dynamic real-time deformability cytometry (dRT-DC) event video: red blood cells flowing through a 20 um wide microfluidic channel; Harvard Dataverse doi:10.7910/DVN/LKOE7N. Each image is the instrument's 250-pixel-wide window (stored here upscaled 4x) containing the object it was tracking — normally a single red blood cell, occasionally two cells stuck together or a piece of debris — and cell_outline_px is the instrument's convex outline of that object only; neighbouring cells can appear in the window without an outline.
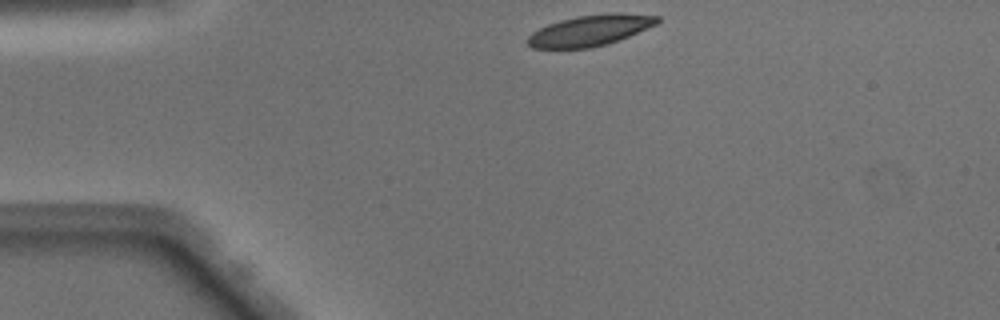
{"species": "Egyptian fruit bat (a non-hibernating species)", "species_latin": "Rousettus aegyptiacus", "temperature_condition": "warm", "stored_images_in_passage": 40, "camera_frame_rate_fps": 3000, "um_per_image_px": 0.085, "animal": {"sex": "male"}, "frame": {"image": 1, "passage_image": 1, "time_ms": 0.0, "image_size_px": [1000, 320], "cell_outline_px": [[660, 20], [656, 24], [620, 40], [608, 44], [588, 48], [532, 48], [524, 40], [532, 32], [548, 24], [560, 20], [576, 16], [608, 12], [620, 12], [660, 16]], "centroid_in_image_um": [50.16, 2.57], "position_along_channel_um": 34.8, "area_um2": 23.58}}
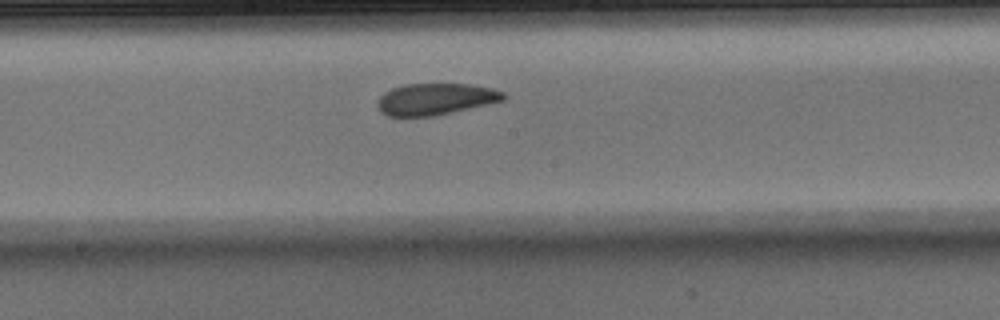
{"frame": {"image": 2, "passage_image": 17, "time_ms": 5.333, "image_size_px": [1000, 320], "cell_outline_px": [[508, 96], [504, 100], [436, 116], [388, 116], [380, 112], [376, 104], [380, 96], [384, 92], [392, 88], [404, 84], [472, 84], [492, 88], [504, 92]], "centroid_in_image_um": [37.01, 8.42], "position_along_channel_um": 211.2, "area_um2": 23.35}}
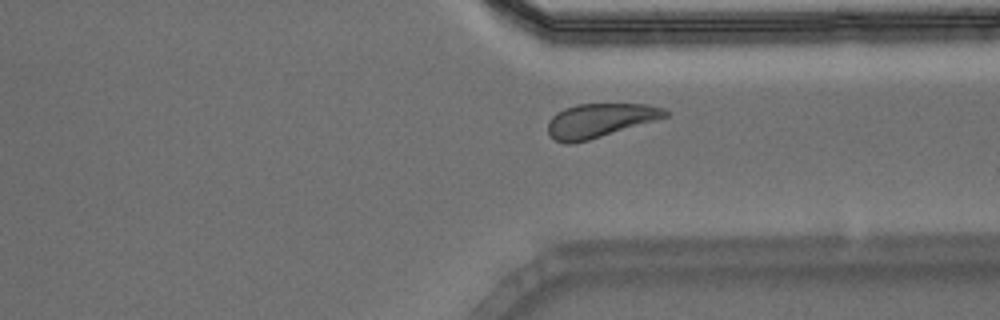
{"frame": {"image": 3, "passage_image": 28, "time_ms": 9.0, "image_size_px": [1000, 320], "cell_outline_px": [[668, 116], [656, 120], [588, 140], [572, 144], [564, 144], [556, 140], [548, 132], [548, 120], [556, 112], [564, 108], [576, 104], [648, 104], [664, 108], [668, 112]], "centroid_in_image_um": [50.96, 10.23], "position_along_channel_um": 360.4, "area_um2": 23.12}, "authors_computed_cell_mechanics": {"area_um2": 23.9292, "velocity_mm_per_s": 4.0702, "shape_relaxation_time_tau1_ms": 3.0489, "shape_relaxation_time_tau2_ms": null, "deformation_change_tau1": 0.1145, "deformation_change_tau2": null}}